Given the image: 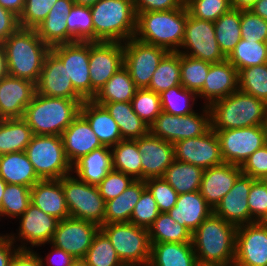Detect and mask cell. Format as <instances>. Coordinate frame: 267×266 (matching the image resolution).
Listing matches in <instances>:
<instances>
[{
  "label": "cell",
  "instance_id": "obj_1",
  "mask_svg": "<svg viewBox=\"0 0 267 266\" xmlns=\"http://www.w3.org/2000/svg\"><path fill=\"white\" fill-rule=\"evenodd\" d=\"M236 233L235 225L211 213L192 234L198 265H233Z\"/></svg>",
  "mask_w": 267,
  "mask_h": 266
},
{
  "label": "cell",
  "instance_id": "obj_2",
  "mask_svg": "<svg viewBox=\"0 0 267 266\" xmlns=\"http://www.w3.org/2000/svg\"><path fill=\"white\" fill-rule=\"evenodd\" d=\"M10 76L37 84L50 47L35 29L19 28L3 43Z\"/></svg>",
  "mask_w": 267,
  "mask_h": 266
},
{
  "label": "cell",
  "instance_id": "obj_3",
  "mask_svg": "<svg viewBox=\"0 0 267 266\" xmlns=\"http://www.w3.org/2000/svg\"><path fill=\"white\" fill-rule=\"evenodd\" d=\"M84 99H66L47 97L35 93L26 107L23 119L28 123L34 135H57L79 115Z\"/></svg>",
  "mask_w": 267,
  "mask_h": 266
},
{
  "label": "cell",
  "instance_id": "obj_4",
  "mask_svg": "<svg viewBox=\"0 0 267 266\" xmlns=\"http://www.w3.org/2000/svg\"><path fill=\"white\" fill-rule=\"evenodd\" d=\"M186 22L185 3L179 9L170 11L141 12L137 15L134 38L168 52H178L184 39Z\"/></svg>",
  "mask_w": 267,
  "mask_h": 266
},
{
  "label": "cell",
  "instance_id": "obj_5",
  "mask_svg": "<svg viewBox=\"0 0 267 266\" xmlns=\"http://www.w3.org/2000/svg\"><path fill=\"white\" fill-rule=\"evenodd\" d=\"M94 42H126L135 37L137 14L133 0H99L90 7Z\"/></svg>",
  "mask_w": 267,
  "mask_h": 266
},
{
  "label": "cell",
  "instance_id": "obj_6",
  "mask_svg": "<svg viewBox=\"0 0 267 266\" xmlns=\"http://www.w3.org/2000/svg\"><path fill=\"white\" fill-rule=\"evenodd\" d=\"M211 128L227 130L265 125L267 104L239 89L210 106Z\"/></svg>",
  "mask_w": 267,
  "mask_h": 266
},
{
  "label": "cell",
  "instance_id": "obj_7",
  "mask_svg": "<svg viewBox=\"0 0 267 266\" xmlns=\"http://www.w3.org/2000/svg\"><path fill=\"white\" fill-rule=\"evenodd\" d=\"M34 171L41 179H61L72 174L61 136L34 135L25 149Z\"/></svg>",
  "mask_w": 267,
  "mask_h": 266
},
{
  "label": "cell",
  "instance_id": "obj_8",
  "mask_svg": "<svg viewBox=\"0 0 267 266\" xmlns=\"http://www.w3.org/2000/svg\"><path fill=\"white\" fill-rule=\"evenodd\" d=\"M100 230L110 240L123 264H149L151 244L148 229L121 222L101 225Z\"/></svg>",
  "mask_w": 267,
  "mask_h": 266
},
{
  "label": "cell",
  "instance_id": "obj_9",
  "mask_svg": "<svg viewBox=\"0 0 267 266\" xmlns=\"http://www.w3.org/2000/svg\"><path fill=\"white\" fill-rule=\"evenodd\" d=\"M62 188L70 217L104 225L105 201L97 185L69 174L62 177Z\"/></svg>",
  "mask_w": 267,
  "mask_h": 266
},
{
  "label": "cell",
  "instance_id": "obj_10",
  "mask_svg": "<svg viewBox=\"0 0 267 266\" xmlns=\"http://www.w3.org/2000/svg\"><path fill=\"white\" fill-rule=\"evenodd\" d=\"M224 163L241 166L256 150L267 143L265 125L215 130Z\"/></svg>",
  "mask_w": 267,
  "mask_h": 266
},
{
  "label": "cell",
  "instance_id": "obj_11",
  "mask_svg": "<svg viewBox=\"0 0 267 266\" xmlns=\"http://www.w3.org/2000/svg\"><path fill=\"white\" fill-rule=\"evenodd\" d=\"M180 48H185V51H178L180 54L210 63L227 59L216 40L214 22L197 19L191 16L188 10L184 39Z\"/></svg>",
  "mask_w": 267,
  "mask_h": 266
},
{
  "label": "cell",
  "instance_id": "obj_12",
  "mask_svg": "<svg viewBox=\"0 0 267 266\" xmlns=\"http://www.w3.org/2000/svg\"><path fill=\"white\" fill-rule=\"evenodd\" d=\"M125 44V45H124ZM124 67L138 89L148 88L153 73L168 53L164 48L131 38L123 43Z\"/></svg>",
  "mask_w": 267,
  "mask_h": 266
},
{
  "label": "cell",
  "instance_id": "obj_13",
  "mask_svg": "<svg viewBox=\"0 0 267 266\" xmlns=\"http://www.w3.org/2000/svg\"><path fill=\"white\" fill-rule=\"evenodd\" d=\"M123 66V43L106 41L89 42L91 100L98 90Z\"/></svg>",
  "mask_w": 267,
  "mask_h": 266
},
{
  "label": "cell",
  "instance_id": "obj_14",
  "mask_svg": "<svg viewBox=\"0 0 267 266\" xmlns=\"http://www.w3.org/2000/svg\"><path fill=\"white\" fill-rule=\"evenodd\" d=\"M50 50L66 67L74 90L84 99L91 100V81L89 74V42L59 44Z\"/></svg>",
  "mask_w": 267,
  "mask_h": 266
},
{
  "label": "cell",
  "instance_id": "obj_15",
  "mask_svg": "<svg viewBox=\"0 0 267 266\" xmlns=\"http://www.w3.org/2000/svg\"><path fill=\"white\" fill-rule=\"evenodd\" d=\"M99 230L94 222L69 217L59 221L50 244L83 259Z\"/></svg>",
  "mask_w": 267,
  "mask_h": 266
},
{
  "label": "cell",
  "instance_id": "obj_16",
  "mask_svg": "<svg viewBox=\"0 0 267 266\" xmlns=\"http://www.w3.org/2000/svg\"><path fill=\"white\" fill-rule=\"evenodd\" d=\"M174 159L207 169L224 163L219 138L210 128L204 135L174 144Z\"/></svg>",
  "mask_w": 267,
  "mask_h": 266
},
{
  "label": "cell",
  "instance_id": "obj_17",
  "mask_svg": "<svg viewBox=\"0 0 267 266\" xmlns=\"http://www.w3.org/2000/svg\"><path fill=\"white\" fill-rule=\"evenodd\" d=\"M234 266H267V226L253 222L237 227Z\"/></svg>",
  "mask_w": 267,
  "mask_h": 266
},
{
  "label": "cell",
  "instance_id": "obj_18",
  "mask_svg": "<svg viewBox=\"0 0 267 266\" xmlns=\"http://www.w3.org/2000/svg\"><path fill=\"white\" fill-rule=\"evenodd\" d=\"M141 153L142 180L163 177L166 169L174 161V145L150 132L137 139Z\"/></svg>",
  "mask_w": 267,
  "mask_h": 266
},
{
  "label": "cell",
  "instance_id": "obj_19",
  "mask_svg": "<svg viewBox=\"0 0 267 266\" xmlns=\"http://www.w3.org/2000/svg\"><path fill=\"white\" fill-rule=\"evenodd\" d=\"M36 93L47 97L83 99L74 90L66 67L51 50L44 59L42 71L36 84Z\"/></svg>",
  "mask_w": 267,
  "mask_h": 266
},
{
  "label": "cell",
  "instance_id": "obj_20",
  "mask_svg": "<svg viewBox=\"0 0 267 266\" xmlns=\"http://www.w3.org/2000/svg\"><path fill=\"white\" fill-rule=\"evenodd\" d=\"M36 93V84L6 76L0 80V119L23 118L26 107Z\"/></svg>",
  "mask_w": 267,
  "mask_h": 266
},
{
  "label": "cell",
  "instance_id": "obj_21",
  "mask_svg": "<svg viewBox=\"0 0 267 266\" xmlns=\"http://www.w3.org/2000/svg\"><path fill=\"white\" fill-rule=\"evenodd\" d=\"M19 218V238L14 234H8V236L13 242L15 239L29 242L31 247L50 243L60 221L54 216L44 213L31 203Z\"/></svg>",
  "mask_w": 267,
  "mask_h": 266
},
{
  "label": "cell",
  "instance_id": "obj_22",
  "mask_svg": "<svg viewBox=\"0 0 267 266\" xmlns=\"http://www.w3.org/2000/svg\"><path fill=\"white\" fill-rule=\"evenodd\" d=\"M254 180L241 174L213 212L236 227L250 223L248 197Z\"/></svg>",
  "mask_w": 267,
  "mask_h": 266
},
{
  "label": "cell",
  "instance_id": "obj_23",
  "mask_svg": "<svg viewBox=\"0 0 267 266\" xmlns=\"http://www.w3.org/2000/svg\"><path fill=\"white\" fill-rule=\"evenodd\" d=\"M241 174L240 166L230 163L204 169L199 190L201 196L214 210Z\"/></svg>",
  "mask_w": 267,
  "mask_h": 266
},
{
  "label": "cell",
  "instance_id": "obj_24",
  "mask_svg": "<svg viewBox=\"0 0 267 266\" xmlns=\"http://www.w3.org/2000/svg\"><path fill=\"white\" fill-rule=\"evenodd\" d=\"M238 90V71L227 59L218 63H211L202 90L197 94L205 98V105L225 98Z\"/></svg>",
  "mask_w": 267,
  "mask_h": 266
},
{
  "label": "cell",
  "instance_id": "obj_25",
  "mask_svg": "<svg viewBox=\"0 0 267 266\" xmlns=\"http://www.w3.org/2000/svg\"><path fill=\"white\" fill-rule=\"evenodd\" d=\"M61 138L66 157L72 165L82 156L103 146L88 121L80 113L63 131Z\"/></svg>",
  "mask_w": 267,
  "mask_h": 266
},
{
  "label": "cell",
  "instance_id": "obj_26",
  "mask_svg": "<svg viewBox=\"0 0 267 266\" xmlns=\"http://www.w3.org/2000/svg\"><path fill=\"white\" fill-rule=\"evenodd\" d=\"M31 204L58 220L70 217L62 188V178L38 181L31 188Z\"/></svg>",
  "mask_w": 267,
  "mask_h": 266
},
{
  "label": "cell",
  "instance_id": "obj_27",
  "mask_svg": "<svg viewBox=\"0 0 267 266\" xmlns=\"http://www.w3.org/2000/svg\"><path fill=\"white\" fill-rule=\"evenodd\" d=\"M213 209L201 196L200 191L179 194L175 206L167 214L192 234L211 214Z\"/></svg>",
  "mask_w": 267,
  "mask_h": 266
},
{
  "label": "cell",
  "instance_id": "obj_28",
  "mask_svg": "<svg viewBox=\"0 0 267 266\" xmlns=\"http://www.w3.org/2000/svg\"><path fill=\"white\" fill-rule=\"evenodd\" d=\"M80 114L88 121L103 146L113 147L123 140L117 122L103 105L85 100L81 104Z\"/></svg>",
  "mask_w": 267,
  "mask_h": 266
},
{
  "label": "cell",
  "instance_id": "obj_29",
  "mask_svg": "<svg viewBox=\"0 0 267 266\" xmlns=\"http://www.w3.org/2000/svg\"><path fill=\"white\" fill-rule=\"evenodd\" d=\"M73 0H57L45 20L35 30L50 48L68 43L67 17L73 7Z\"/></svg>",
  "mask_w": 267,
  "mask_h": 266
},
{
  "label": "cell",
  "instance_id": "obj_30",
  "mask_svg": "<svg viewBox=\"0 0 267 266\" xmlns=\"http://www.w3.org/2000/svg\"><path fill=\"white\" fill-rule=\"evenodd\" d=\"M72 170L81 181L98 185L112 170L111 147L102 146L82 156L72 165Z\"/></svg>",
  "mask_w": 267,
  "mask_h": 266
},
{
  "label": "cell",
  "instance_id": "obj_31",
  "mask_svg": "<svg viewBox=\"0 0 267 266\" xmlns=\"http://www.w3.org/2000/svg\"><path fill=\"white\" fill-rule=\"evenodd\" d=\"M0 177L7 184L24 185L29 188L41 180L25 151L0 155Z\"/></svg>",
  "mask_w": 267,
  "mask_h": 266
},
{
  "label": "cell",
  "instance_id": "obj_32",
  "mask_svg": "<svg viewBox=\"0 0 267 266\" xmlns=\"http://www.w3.org/2000/svg\"><path fill=\"white\" fill-rule=\"evenodd\" d=\"M148 266H198L192 243H150Z\"/></svg>",
  "mask_w": 267,
  "mask_h": 266
},
{
  "label": "cell",
  "instance_id": "obj_33",
  "mask_svg": "<svg viewBox=\"0 0 267 266\" xmlns=\"http://www.w3.org/2000/svg\"><path fill=\"white\" fill-rule=\"evenodd\" d=\"M145 188V180H134L123 193L105 202L104 224L130 222L134 207Z\"/></svg>",
  "mask_w": 267,
  "mask_h": 266
},
{
  "label": "cell",
  "instance_id": "obj_34",
  "mask_svg": "<svg viewBox=\"0 0 267 266\" xmlns=\"http://www.w3.org/2000/svg\"><path fill=\"white\" fill-rule=\"evenodd\" d=\"M103 106L117 122L123 139L135 140L149 133V126L133 110L131 102H110Z\"/></svg>",
  "mask_w": 267,
  "mask_h": 266
},
{
  "label": "cell",
  "instance_id": "obj_35",
  "mask_svg": "<svg viewBox=\"0 0 267 266\" xmlns=\"http://www.w3.org/2000/svg\"><path fill=\"white\" fill-rule=\"evenodd\" d=\"M137 90L128 70L123 66L98 90L92 100L99 105L110 102H131Z\"/></svg>",
  "mask_w": 267,
  "mask_h": 266
},
{
  "label": "cell",
  "instance_id": "obj_36",
  "mask_svg": "<svg viewBox=\"0 0 267 266\" xmlns=\"http://www.w3.org/2000/svg\"><path fill=\"white\" fill-rule=\"evenodd\" d=\"M33 136L23 118L0 119V155L25 151Z\"/></svg>",
  "mask_w": 267,
  "mask_h": 266
},
{
  "label": "cell",
  "instance_id": "obj_37",
  "mask_svg": "<svg viewBox=\"0 0 267 266\" xmlns=\"http://www.w3.org/2000/svg\"><path fill=\"white\" fill-rule=\"evenodd\" d=\"M203 172L201 167L174 159L162 178L178 194L191 193L200 190Z\"/></svg>",
  "mask_w": 267,
  "mask_h": 266
},
{
  "label": "cell",
  "instance_id": "obj_38",
  "mask_svg": "<svg viewBox=\"0 0 267 266\" xmlns=\"http://www.w3.org/2000/svg\"><path fill=\"white\" fill-rule=\"evenodd\" d=\"M112 169L142 180L141 153L137 148V139H123L111 147Z\"/></svg>",
  "mask_w": 267,
  "mask_h": 266
},
{
  "label": "cell",
  "instance_id": "obj_39",
  "mask_svg": "<svg viewBox=\"0 0 267 266\" xmlns=\"http://www.w3.org/2000/svg\"><path fill=\"white\" fill-rule=\"evenodd\" d=\"M241 10L230 8L214 21L215 36L222 53L228 57L241 40Z\"/></svg>",
  "mask_w": 267,
  "mask_h": 266
},
{
  "label": "cell",
  "instance_id": "obj_40",
  "mask_svg": "<svg viewBox=\"0 0 267 266\" xmlns=\"http://www.w3.org/2000/svg\"><path fill=\"white\" fill-rule=\"evenodd\" d=\"M150 243H192V233L175 222L167 213H160L148 228Z\"/></svg>",
  "mask_w": 267,
  "mask_h": 266
},
{
  "label": "cell",
  "instance_id": "obj_41",
  "mask_svg": "<svg viewBox=\"0 0 267 266\" xmlns=\"http://www.w3.org/2000/svg\"><path fill=\"white\" fill-rule=\"evenodd\" d=\"M177 85H181L180 53L168 52L153 73L147 89L161 94L163 91Z\"/></svg>",
  "mask_w": 267,
  "mask_h": 266
},
{
  "label": "cell",
  "instance_id": "obj_42",
  "mask_svg": "<svg viewBox=\"0 0 267 266\" xmlns=\"http://www.w3.org/2000/svg\"><path fill=\"white\" fill-rule=\"evenodd\" d=\"M227 60L235 66L237 71L255 65L266 64V42L241 39L236 44L235 49L229 54Z\"/></svg>",
  "mask_w": 267,
  "mask_h": 266
},
{
  "label": "cell",
  "instance_id": "obj_43",
  "mask_svg": "<svg viewBox=\"0 0 267 266\" xmlns=\"http://www.w3.org/2000/svg\"><path fill=\"white\" fill-rule=\"evenodd\" d=\"M68 43L94 42V26L90 7L73 5L66 19Z\"/></svg>",
  "mask_w": 267,
  "mask_h": 266
},
{
  "label": "cell",
  "instance_id": "obj_44",
  "mask_svg": "<svg viewBox=\"0 0 267 266\" xmlns=\"http://www.w3.org/2000/svg\"><path fill=\"white\" fill-rule=\"evenodd\" d=\"M238 89L267 104V63L239 70Z\"/></svg>",
  "mask_w": 267,
  "mask_h": 266
},
{
  "label": "cell",
  "instance_id": "obj_45",
  "mask_svg": "<svg viewBox=\"0 0 267 266\" xmlns=\"http://www.w3.org/2000/svg\"><path fill=\"white\" fill-rule=\"evenodd\" d=\"M211 63L180 54L181 85L198 94L203 86Z\"/></svg>",
  "mask_w": 267,
  "mask_h": 266
},
{
  "label": "cell",
  "instance_id": "obj_46",
  "mask_svg": "<svg viewBox=\"0 0 267 266\" xmlns=\"http://www.w3.org/2000/svg\"><path fill=\"white\" fill-rule=\"evenodd\" d=\"M197 94L182 85L169 88L160 94L162 111L171 115H187L194 113L192 109Z\"/></svg>",
  "mask_w": 267,
  "mask_h": 266
},
{
  "label": "cell",
  "instance_id": "obj_47",
  "mask_svg": "<svg viewBox=\"0 0 267 266\" xmlns=\"http://www.w3.org/2000/svg\"><path fill=\"white\" fill-rule=\"evenodd\" d=\"M83 260L87 266H121L123 264L110 240L101 230L94 236L92 245Z\"/></svg>",
  "mask_w": 267,
  "mask_h": 266
},
{
  "label": "cell",
  "instance_id": "obj_48",
  "mask_svg": "<svg viewBox=\"0 0 267 266\" xmlns=\"http://www.w3.org/2000/svg\"><path fill=\"white\" fill-rule=\"evenodd\" d=\"M31 203V188L24 185L7 184L0 206V217L18 218Z\"/></svg>",
  "mask_w": 267,
  "mask_h": 266
},
{
  "label": "cell",
  "instance_id": "obj_49",
  "mask_svg": "<svg viewBox=\"0 0 267 266\" xmlns=\"http://www.w3.org/2000/svg\"><path fill=\"white\" fill-rule=\"evenodd\" d=\"M203 113L179 115L178 141L204 135L211 128V111L204 105ZM205 113V114H204Z\"/></svg>",
  "mask_w": 267,
  "mask_h": 266
},
{
  "label": "cell",
  "instance_id": "obj_50",
  "mask_svg": "<svg viewBox=\"0 0 267 266\" xmlns=\"http://www.w3.org/2000/svg\"><path fill=\"white\" fill-rule=\"evenodd\" d=\"M134 112L150 126L162 112L160 94L147 88L138 89L132 98Z\"/></svg>",
  "mask_w": 267,
  "mask_h": 266
},
{
  "label": "cell",
  "instance_id": "obj_51",
  "mask_svg": "<svg viewBox=\"0 0 267 266\" xmlns=\"http://www.w3.org/2000/svg\"><path fill=\"white\" fill-rule=\"evenodd\" d=\"M188 13L200 20L216 21L230 8L228 0H185Z\"/></svg>",
  "mask_w": 267,
  "mask_h": 266
},
{
  "label": "cell",
  "instance_id": "obj_52",
  "mask_svg": "<svg viewBox=\"0 0 267 266\" xmlns=\"http://www.w3.org/2000/svg\"><path fill=\"white\" fill-rule=\"evenodd\" d=\"M57 0H25L19 17L20 28L35 29L42 23Z\"/></svg>",
  "mask_w": 267,
  "mask_h": 266
},
{
  "label": "cell",
  "instance_id": "obj_53",
  "mask_svg": "<svg viewBox=\"0 0 267 266\" xmlns=\"http://www.w3.org/2000/svg\"><path fill=\"white\" fill-rule=\"evenodd\" d=\"M160 210L152 194L145 188L140 200L134 207L130 222L136 226L148 229L160 214Z\"/></svg>",
  "mask_w": 267,
  "mask_h": 266
},
{
  "label": "cell",
  "instance_id": "obj_54",
  "mask_svg": "<svg viewBox=\"0 0 267 266\" xmlns=\"http://www.w3.org/2000/svg\"><path fill=\"white\" fill-rule=\"evenodd\" d=\"M145 185L161 213H167L175 206L179 194L162 177L149 178Z\"/></svg>",
  "mask_w": 267,
  "mask_h": 266
},
{
  "label": "cell",
  "instance_id": "obj_55",
  "mask_svg": "<svg viewBox=\"0 0 267 266\" xmlns=\"http://www.w3.org/2000/svg\"><path fill=\"white\" fill-rule=\"evenodd\" d=\"M250 223L263 222L267 218V182L255 179L249 191Z\"/></svg>",
  "mask_w": 267,
  "mask_h": 266
},
{
  "label": "cell",
  "instance_id": "obj_56",
  "mask_svg": "<svg viewBox=\"0 0 267 266\" xmlns=\"http://www.w3.org/2000/svg\"><path fill=\"white\" fill-rule=\"evenodd\" d=\"M134 179L123 172L111 170L104 179L97 185L99 194L105 202L116 198L123 193L132 183Z\"/></svg>",
  "mask_w": 267,
  "mask_h": 266
},
{
  "label": "cell",
  "instance_id": "obj_57",
  "mask_svg": "<svg viewBox=\"0 0 267 266\" xmlns=\"http://www.w3.org/2000/svg\"><path fill=\"white\" fill-rule=\"evenodd\" d=\"M241 39L266 42L267 21L251 10H241Z\"/></svg>",
  "mask_w": 267,
  "mask_h": 266
},
{
  "label": "cell",
  "instance_id": "obj_58",
  "mask_svg": "<svg viewBox=\"0 0 267 266\" xmlns=\"http://www.w3.org/2000/svg\"><path fill=\"white\" fill-rule=\"evenodd\" d=\"M179 115L161 112L149 126V132L170 143L178 142Z\"/></svg>",
  "mask_w": 267,
  "mask_h": 266
},
{
  "label": "cell",
  "instance_id": "obj_59",
  "mask_svg": "<svg viewBox=\"0 0 267 266\" xmlns=\"http://www.w3.org/2000/svg\"><path fill=\"white\" fill-rule=\"evenodd\" d=\"M242 174L253 179L267 178V143L251 154L240 166Z\"/></svg>",
  "mask_w": 267,
  "mask_h": 266
},
{
  "label": "cell",
  "instance_id": "obj_60",
  "mask_svg": "<svg viewBox=\"0 0 267 266\" xmlns=\"http://www.w3.org/2000/svg\"><path fill=\"white\" fill-rule=\"evenodd\" d=\"M185 0H133L136 14L149 11H170L179 9Z\"/></svg>",
  "mask_w": 267,
  "mask_h": 266
},
{
  "label": "cell",
  "instance_id": "obj_61",
  "mask_svg": "<svg viewBox=\"0 0 267 266\" xmlns=\"http://www.w3.org/2000/svg\"><path fill=\"white\" fill-rule=\"evenodd\" d=\"M19 28V17L0 5V43H3Z\"/></svg>",
  "mask_w": 267,
  "mask_h": 266
},
{
  "label": "cell",
  "instance_id": "obj_62",
  "mask_svg": "<svg viewBox=\"0 0 267 266\" xmlns=\"http://www.w3.org/2000/svg\"><path fill=\"white\" fill-rule=\"evenodd\" d=\"M23 244L19 246L20 249L14 254L9 266H42L40 255L30 247L27 248L25 242Z\"/></svg>",
  "mask_w": 267,
  "mask_h": 266
},
{
  "label": "cell",
  "instance_id": "obj_63",
  "mask_svg": "<svg viewBox=\"0 0 267 266\" xmlns=\"http://www.w3.org/2000/svg\"><path fill=\"white\" fill-rule=\"evenodd\" d=\"M52 248V251L46 256V259L40 256L42 266H71L72 263L76 260L73 256L65 252L63 249L57 248L54 245H52ZM43 260H45L47 263H43Z\"/></svg>",
  "mask_w": 267,
  "mask_h": 266
},
{
  "label": "cell",
  "instance_id": "obj_64",
  "mask_svg": "<svg viewBox=\"0 0 267 266\" xmlns=\"http://www.w3.org/2000/svg\"><path fill=\"white\" fill-rule=\"evenodd\" d=\"M13 244L15 243L8 234L0 238V266H9L14 254L20 249L19 247L15 249Z\"/></svg>",
  "mask_w": 267,
  "mask_h": 266
},
{
  "label": "cell",
  "instance_id": "obj_65",
  "mask_svg": "<svg viewBox=\"0 0 267 266\" xmlns=\"http://www.w3.org/2000/svg\"><path fill=\"white\" fill-rule=\"evenodd\" d=\"M0 5L20 17L24 10L25 0H0Z\"/></svg>",
  "mask_w": 267,
  "mask_h": 266
},
{
  "label": "cell",
  "instance_id": "obj_66",
  "mask_svg": "<svg viewBox=\"0 0 267 266\" xmlns=\"http://www.w3.org/2000/svg\"><path fill=\"white\" fill-rule=\"evenodd\" d=\"M258 0H230V6L238 10H250Z\"/></svg>",
  "mask_w": 267,
  "mask_h": 266
},
{
  "label": "cell",
  "instance_id": "obj_67",
  "mask_svg": "<svg viewBox=\"0 0 267 266\" xmlns=\"http://www.w3.org/2000/svg\"><path fill=\"white\" fill-rule=\"evenodd\" d=\"M250 10L267 21V0H258Z\"/></svg>",
  "mask_w": 267,
  "mask_h": 266
},
{
  "label": "cell",
  "instance_id": "obj_68",
  "mask_svg": "<svg viewBox=\"0 0 267 266\" xmlns=\"http://www.w3.org/2000/svg\"><path fill=\"white\" fill-rule=\"evenodd\" d=\"M8 75L9 72H8L6 54L3 44L0 43V80Z\"/></svg>",
  "mask_w": 267,
  "mask_h": 266
},
{
  "label": "cell",
  "instance_id": "obj_69",
  "mask_svg": "<svg viewBox=\"0 0 267 266\" xmlns=\"http://www.w3.org/2000/svg\"><path fill=\"white\" fill-rule=\"evenodd\" d=\"M99 0H73L75 5L91 7Z\"/></svg>",
  "mask_w": 267,
  "mask_h": 266
},
{
  "label": "cell",
  "instance_id": "obj_70",
  "mask_svg": "<svg viewBox=\"0 0 267 266\" xmlns=\"http://www.w3.org/2000/svg\"><path fill=\"white\" fill-rule=\"evenodd\" d=\"M7 183L0 177V206Z\"/></svg>",
  "mask_w": 267,
  "mask_h": 266
},
{
  "label": "cell",
  "instance_id": "obj_71",
  "mask_svg": "<svg viewBox=\"0 0 267 266\" xmlns=\"http://www.w3.org/2000/svg\"><path fill=\"white\" fill-rule=\"evenodd\" d=\"M71 266H87L83 259H76Z\"/></svg>",
  "mask_w": 267,
  "mask_h": 266
},
{
  "label": "cell",
  "instance_id": "obj_72",
  "mask_svg": "<svg viewBox=\"0 0 267 266\" xmlns=\"http://www.w3.org/2000/svg\"><path fill=\"white\" fill-rule=\"evenodd\" d=\"M121 266H148V265L122 264Z\"/></svg>",
  "mask_w": 267,
  "mask_h": 266
},
{
  "label": "cell",
  "instance_id": "obj_73",
  "mask_svg": "<svg viewBox=\"0 0 267 266\" xmlns=\"http://www.w3.org/2000/svg\"><path fill=\"white\" fill-rule=\"evenodd\" d=\"M198 266H234V265H198Z\"/></svg>",
  "mask_w": 267,
  "mask_h": 266
},
{
  "label": "cell",
  "instance_id": "obj_74",
  "mask_svg": "<svg viewBox=\"0 0 267 266\" xmlns=\"http://www.w3.org/2000/svg\"><path fill=\"white\" fill-rule=\"evenodd\" d=\"M263 223L267 226V218L263 221Z\"/></svg>",
  "mask_w": 267,
  "mask_h": 266
}]
</instances>
